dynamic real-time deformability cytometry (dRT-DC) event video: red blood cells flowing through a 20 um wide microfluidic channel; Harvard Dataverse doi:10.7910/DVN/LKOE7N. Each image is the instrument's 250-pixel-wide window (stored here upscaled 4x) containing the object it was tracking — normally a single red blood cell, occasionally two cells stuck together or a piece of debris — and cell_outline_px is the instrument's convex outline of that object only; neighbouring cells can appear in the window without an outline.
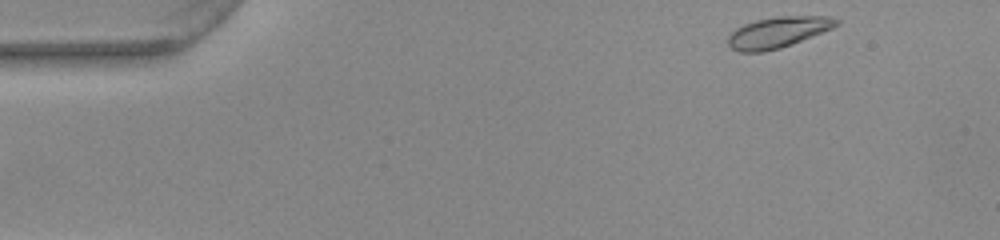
{"species": "common noctule bat (a hibernating species)", "species_latin": "Nyctalus noctula", "temperature_condition": "warm", "stored_images_in_passage": 9, "camera_frame_rate_fps": 3000, "um_per_image_px": 0.085, "animal": {"sex": "female", "body_mass_g": 22.0, "forearm_length_mm": 56.7}, "frame": {"image": 1, "passage_image": 1, "time_ms": 0.0, "image_size_px": [1000, 240], "cell_outline_px": [[840, 24], [832, 28], [792, 44], [780, 48], [764, 52], [740, 52], [732, 48], [728, 44], [728, 36], [736, 28], [744, 24], [756, 20], [776, 16], [828, 16], [840, 20]], "centroid_in_image_um": [66.12, 2.74], "position_along_channel_um": 18.9, "area_um2": 19.48}}